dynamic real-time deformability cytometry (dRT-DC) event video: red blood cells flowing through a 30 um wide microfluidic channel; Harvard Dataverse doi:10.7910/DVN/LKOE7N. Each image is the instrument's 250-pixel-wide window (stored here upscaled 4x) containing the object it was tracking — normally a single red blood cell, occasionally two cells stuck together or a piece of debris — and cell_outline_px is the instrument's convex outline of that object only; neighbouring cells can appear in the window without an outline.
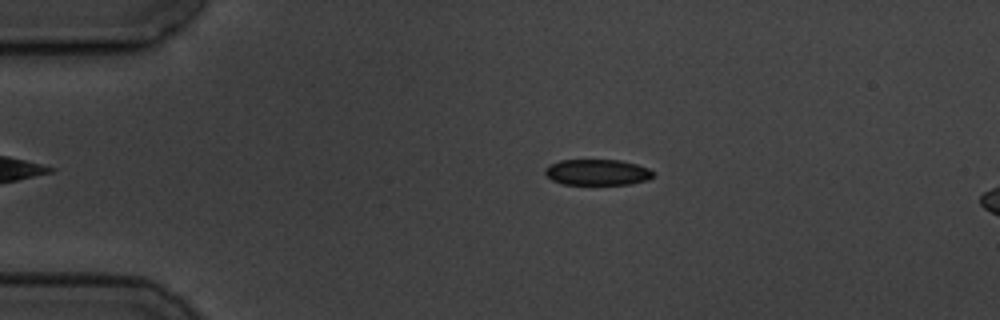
{"species": "common noctule bat (a hibernating species)", "species_latin": "Nyctalus noctula", "temperature_condition": "cold", "stored_images_in_passage": 3, "segment_of_instrument_passage": [1, 2], "camera_frame_rate_fps": 3000, "um_per_image_px": 0.085, "animal": {"sex": "male", "body_mass_g": 19.5, "forearm_length_mm": 54.6}, "frame": {"image": 1, "passage_image": 1, "time_ms": 0.0, "image_size_px": [1000, 320], "cell_outline_px": [[656, 172], [648, 180], [628, 184], [564, 184], [552, 180], [544, 172], [544, 168], [548, 164], [560, 160], [620, 160], [636, 164], [648, 168]], "centroid_in_image_um": [50.76, 14.63], "position_along_channel_um": 34.2, "area_um2": 16.36}}